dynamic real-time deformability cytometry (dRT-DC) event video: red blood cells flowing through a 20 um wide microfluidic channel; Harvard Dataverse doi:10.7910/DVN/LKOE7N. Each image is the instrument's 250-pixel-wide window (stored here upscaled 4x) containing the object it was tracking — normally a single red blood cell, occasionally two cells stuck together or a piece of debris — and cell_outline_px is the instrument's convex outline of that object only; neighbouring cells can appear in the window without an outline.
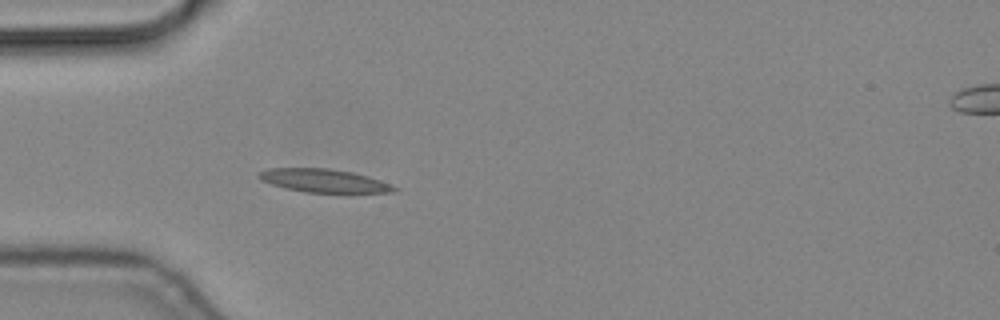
{"species": "common noctule bat (a hibernating species)", "species_latin": "Nyctalus noctula", "temperature_condition": "cold", "stored_images_in_passage": 20, "camera_frame_rate_fps": 3000, "um_per_image_px": 0.085, "animal": {"sex": "male", "body_mass_g": 19.2, "forearm_length_mm": 51.8}, "frame": {"image": 1, "passage_image": 1, "time_ms": 0.0, "image_size_px": [1000, 320], "cell_outline_px": [[396, 192], [304, 192], [284, 188], [260, 180], [256, 176], [260, 172], [268, 168], [328, 168], [352, 172], [368, 176], [392, 184], [396, 188]], "centroid_in_image_um": [27.49, 15.35], "position_along_channel_um": 57.5, "area_um2": 18.26}}
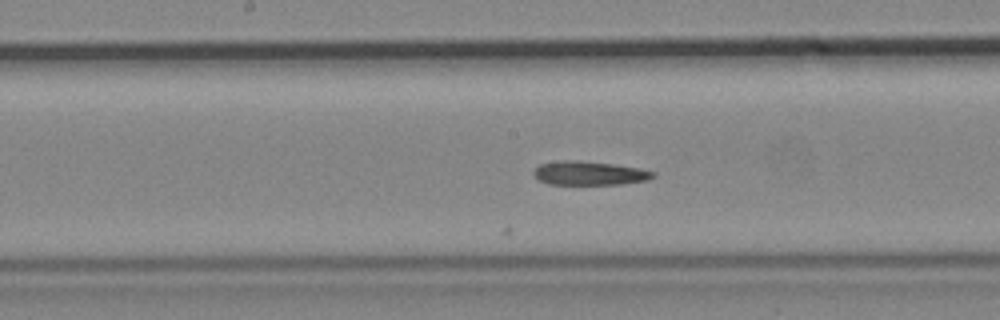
{"frame": {"image": 2, "passage_image": 13, "time_ms": 4.0, "image_size_px": [1000, 320], "cell_outline_px": [[656, 176], [648, 180], [620, 184], [548, 184], [540, 180], [532, 172], [540, 164], [564, 160], [576, 160], [612, 164], [640, 168], [656, 172]], "centroid_in_image_um": [50.13, 14.72], "position_along_channel_um": 198.1, "area_um2": 16.47}}
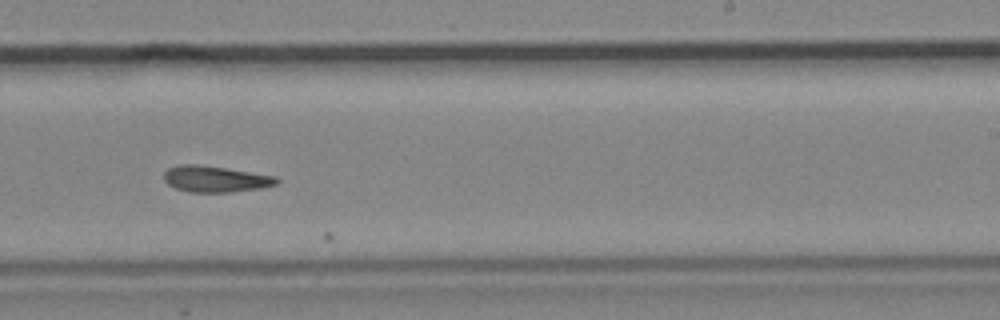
{"frame": {"image": 3, "passage_image": 19, "time_ms": 6.0, "image_size_px": [1000, 320], "cell_outline_px": [[280, 180], [276, 184], [260, 188], [232, 192], [188, 192], [176, 188], [168, 184], [164, 180], [164, 172], [168, 168], [180, 164], [196, 164], [224, 168], [276, 176]], "centroid_in_image_um": [18.28, 15.22], "position_along_channel_um": 270.7, "area_um2": 17.11}}